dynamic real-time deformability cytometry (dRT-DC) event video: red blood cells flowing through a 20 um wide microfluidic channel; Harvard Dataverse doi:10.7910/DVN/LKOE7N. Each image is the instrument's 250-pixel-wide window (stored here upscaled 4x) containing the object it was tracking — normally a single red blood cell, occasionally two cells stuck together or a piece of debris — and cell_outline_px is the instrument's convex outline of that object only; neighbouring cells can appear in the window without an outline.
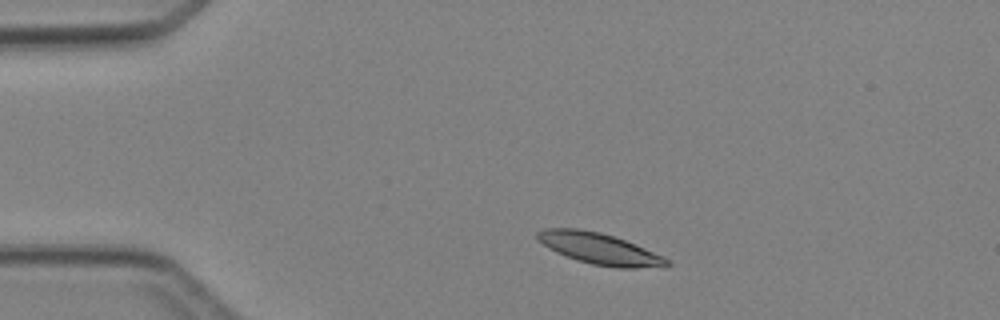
{"species": "Egyptian fruit bat (a non-hibernating species)", "species_latin": "Rousettus aegyptiacus", "temperature_condition": "cold", "stored_images_in_passage": 2, "camera_frame_rate_fps": 3000, "um_per_image_px": 0.085, "animal": {"sex": "female"}, "frame": {"image": 1, "passage_image": 1, "time_ms": 0.0, "image_size_px": [1000, 320], "cell_outline_px": [[672, 264], [668, 268], [616, 268], [592, 264], [576, 260], [556, 252], [548, 248], [536, 240], [536, 232], [544, 228], [580, 228], [600, 232], [636, 244], [664, 256]], "centroid_in_image_um": [50.99, 21.15], "position_along_channel_um": 34.0, "area_um2": 24.04}}